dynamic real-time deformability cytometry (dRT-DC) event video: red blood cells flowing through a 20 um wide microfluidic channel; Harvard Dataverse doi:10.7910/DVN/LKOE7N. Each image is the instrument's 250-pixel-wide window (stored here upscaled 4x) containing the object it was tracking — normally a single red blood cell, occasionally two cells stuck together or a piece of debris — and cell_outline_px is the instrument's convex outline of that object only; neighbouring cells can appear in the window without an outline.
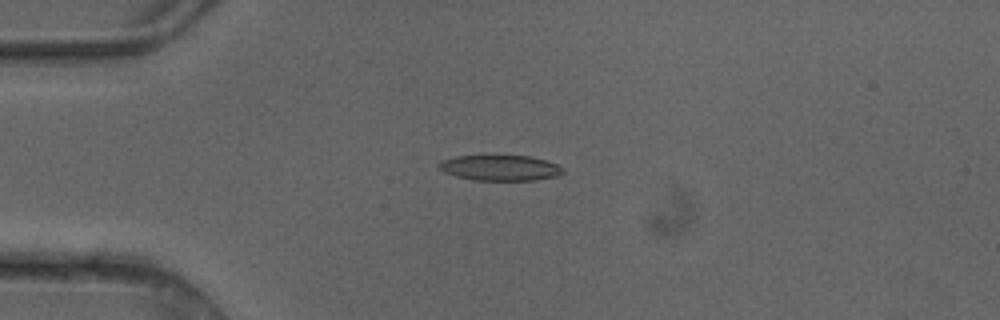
{"species": "common noctule bat (a hibernating species)", "species_latin": "Nyctalus noctula", "temperature_condition": "cold", "stored_images_in_passage": 6, "camera_frame_rate_fps": 3000, "um_per_image_px": 0.085, "animal": {"sex": "female"}, "frame": {"image": 1, "passage_image": 4, "time_ms": 1.0, "image_size_px": [1000, 320], "cell_outline_px": [[564, 172], [556, 176], [536, 180], [472, 180], [456, 176], [444, 172], [436, 164], [440, 160], [456, 156], [528, 156], [544, 160], [556, 164], [564, 168]], "centroid_in_image_um": [42.48, 14.27], "position_along_channel_um": 42.5, "area_um2": 18.38}}
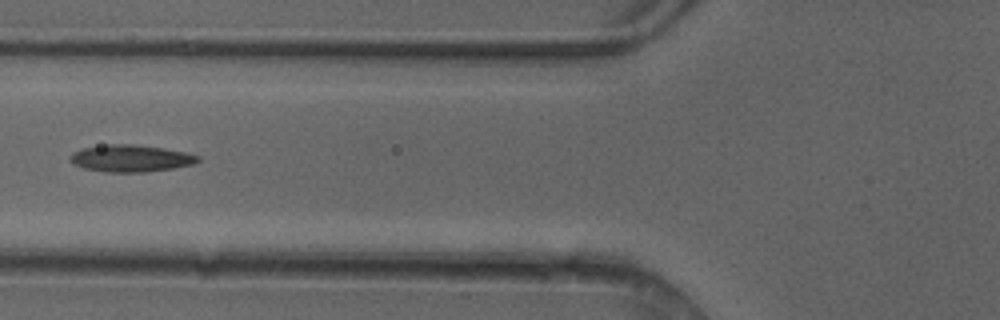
{"frame": {"image": 2, "passage_image": 6, "time_ms": 1.667, "image_size_px": [1000, 320], "cell_outline_px": [[200, 160], [192, 164], [176, 168], [144, 172], [108, 172], [84, 168], [68, 160], [72, 152], [84, 148], [108, 144], [136, 144], [164, 148], [188, 152], [200, 156]], "centroid_in_image_um": [11.15, 13.45], "position_along_channel_um": 114.6, "area_um2": 20.17}}